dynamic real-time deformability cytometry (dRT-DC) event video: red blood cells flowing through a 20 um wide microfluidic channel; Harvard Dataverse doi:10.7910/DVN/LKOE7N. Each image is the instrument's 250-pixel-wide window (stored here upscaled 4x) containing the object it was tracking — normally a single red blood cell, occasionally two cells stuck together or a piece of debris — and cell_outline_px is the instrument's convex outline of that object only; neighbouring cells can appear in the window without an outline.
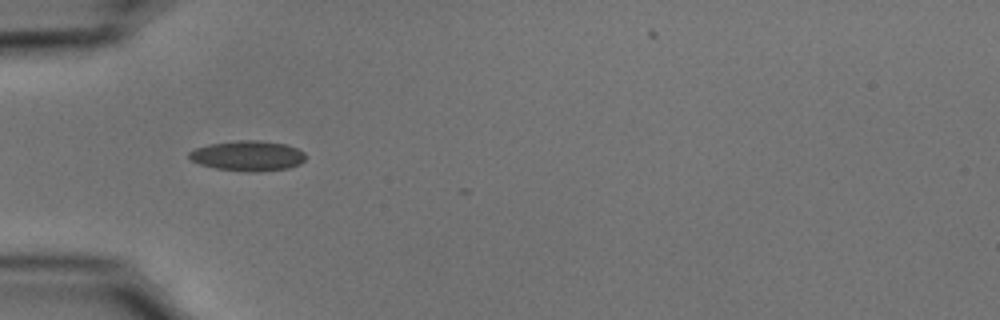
{"species": "common noctule bat (a hibernating species)", "species_latin": "Nyctalus noctula", "temperature_condition": "cold", "stored_images_in_passage": 10, "camera_frame_rate_fps": 3000, "um_per_image_px": 0.085, "animal": {"sex": "male", "body_mass_g": 15.6}, "frame": {"image": 1, "passage_image": 4, "time_ms": 1.0, "image_size_px": [1000, 320], "cell_outline_px": [[304, 160], [300, 164], [288, 168], [256, 172], [248, 172], [216, 168], [200, 164], [192, 160], [188, 156], [188, 152], [196, 148], [208, 144], [236, 140], [260, 140], [284, 144], [296, 148], [304, 152]], "centroid_in_image_um": [21.05, 13.24], "position_along_channel_um": 64.0, "area_um2": 20.46}}